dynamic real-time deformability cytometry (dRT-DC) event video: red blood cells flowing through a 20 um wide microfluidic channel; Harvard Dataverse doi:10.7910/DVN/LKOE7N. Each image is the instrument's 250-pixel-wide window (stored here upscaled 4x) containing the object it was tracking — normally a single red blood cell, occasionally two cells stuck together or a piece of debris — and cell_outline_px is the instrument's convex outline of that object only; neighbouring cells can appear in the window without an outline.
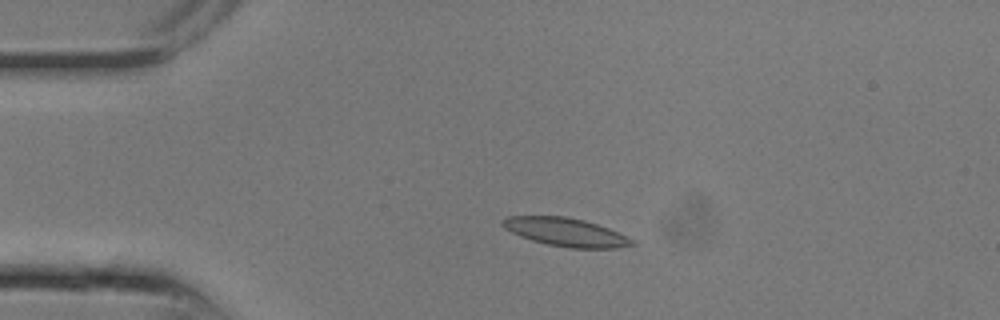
{"species": "common noctule bat (a hibernating species)", "species_latin": "Nyctalus noctula", "temperature_condition": "room temperature", "stored_images_in_passage": 10, "camera_frame_rate_fps": 3000, "um_per_image_px": 0.085, "animal": {"sex": "male", "body_mass_g": 13.3}, "frame": {"image": 1, "passage_image": 5, "time_ms": 1.333, "image_size_px": [1000, 320], "cell_outline_px": [[636, 244], [616, 248], [568, 248], [548, 244], [532, 240], [520, 236], [504, 228], [500, 224], [500, 220], [508, 216], [568, 216], [584, 220], [608, 228], [636, 240]], "centroid_in_image_um": [48.09, 19.72], "position_along_channel_um": 36.9, "area_um2": 21.44}}
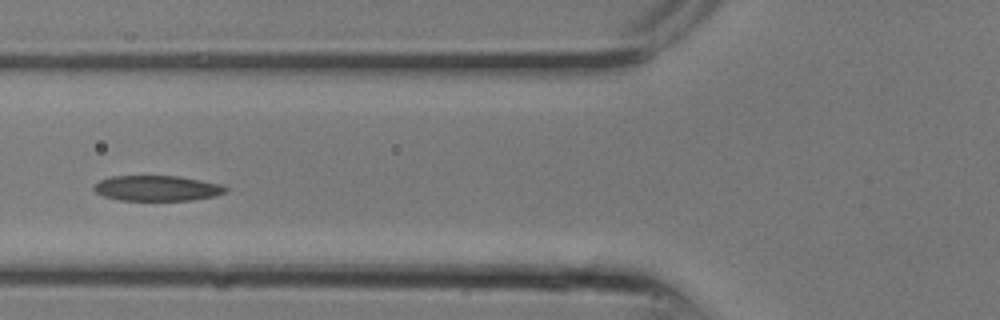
{"frame": {"image": 2, "passage_image": 9, "time_ms": 2.667, "image_size_px": [1000, 320], "cell_outline_px": [[228, 192], [216, 196], [192, 200], [120, 200], [104, 196], [96, 192], [92, 188], [100, 180], [112, 176], [180, 176], [220, 184], [228, 188]], "centroid_in_image_um": [13.39, 16.0], "position_along_channel_um": 112.4, "area_um2": 19.48}}